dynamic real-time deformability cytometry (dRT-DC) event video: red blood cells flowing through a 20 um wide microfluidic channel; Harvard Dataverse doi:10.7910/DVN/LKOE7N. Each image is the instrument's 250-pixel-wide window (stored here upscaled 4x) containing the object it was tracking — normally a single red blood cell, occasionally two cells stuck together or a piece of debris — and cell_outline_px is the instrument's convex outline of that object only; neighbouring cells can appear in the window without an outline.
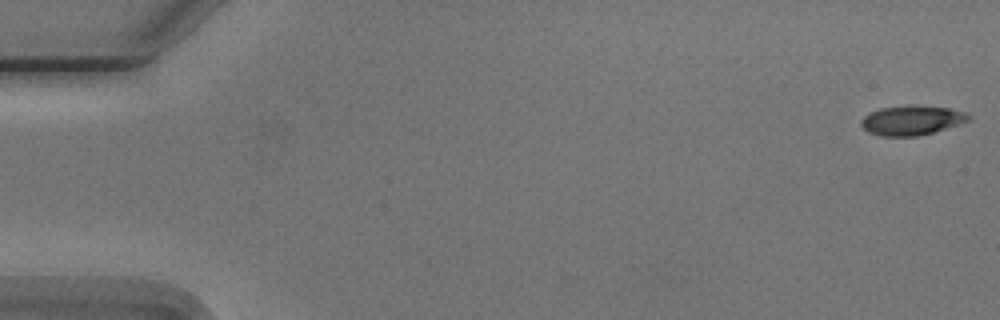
{"species": "Egyptian fruit bat (a non-hibernating species)", "species_latin": "Rousettus aegyptiacus", "temperature_condition": "cold", "stored_images_in_passage": 6, "camera_frame_rate_fps": 3000, "um_per_image_px": 0.085, "animal": {"sex": "male"}, "frame": {"image": 1, "passage_image": 1, "time_ms": 0.0, "image_size_px": [1000, 320], "cell_outline_px": [[972, 116], [968, 120], [932, 132], [916, 136], [884, 136], [868, 132], [860, 124], [860, 120], [864, 116], [880, 108], [908, 104], [916, 104], [948, 108], [968, 112]], "centroid_in_image_um": [77.48, 10.19], "position_along_channel_um": 7.5, "area_um2": 18.5}}
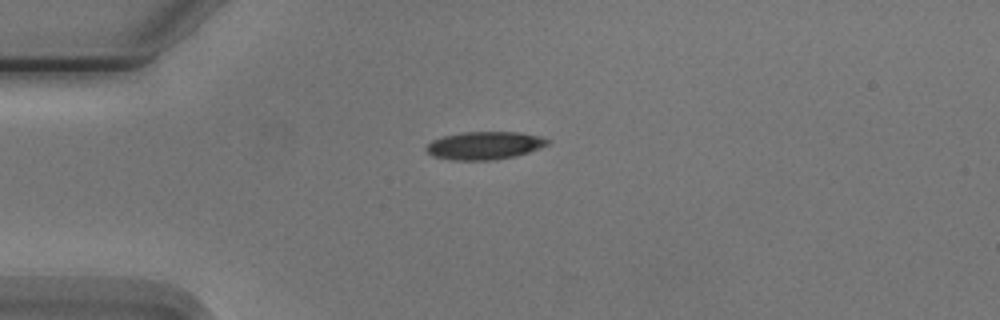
{"frame": {"image": 2, "passage_image": 5, "time_ms": 4.333, "image_size_px": [1000, 320], "cell_outline_px": [[548, 144], [540, 148], [516, 156], [496, 160], [448, 160], [432, 156], [424, 148], [432, 140], [444, 136], [464, 132], [520, 132], [540, 136], [548, 140]], "centroid_in_image_um": [41.16, 12.38], "position_along_channel_um": 43.8, "area_um2": 19.77}}